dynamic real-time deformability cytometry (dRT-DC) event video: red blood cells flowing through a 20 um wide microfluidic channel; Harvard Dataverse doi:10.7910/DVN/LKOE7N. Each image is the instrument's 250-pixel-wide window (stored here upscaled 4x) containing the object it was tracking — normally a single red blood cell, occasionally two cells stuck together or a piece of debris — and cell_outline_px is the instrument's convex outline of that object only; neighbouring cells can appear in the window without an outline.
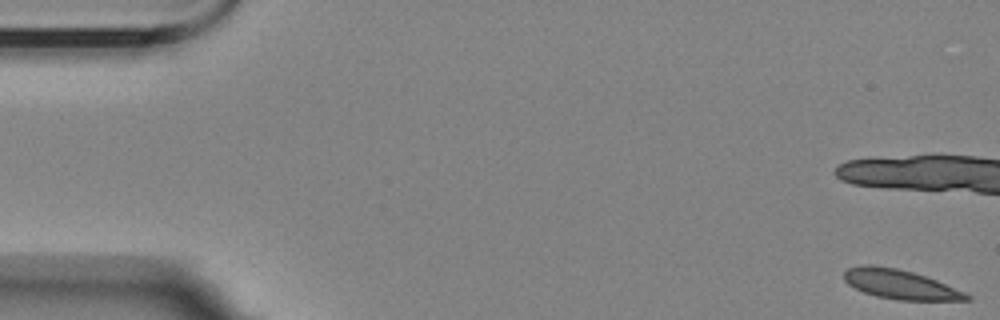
{"species": "Egyptian fruit bat (a non-hibernating species)", "species_latin": "Rousettus aegyptiacus", "temperature_condition": "room temperature", "stored_images_in_passage": 20, "camera_frame_rate_fps": 3000, "um_per_image_px": 0.085, "animal": {"sex": "female"}, "frame": {"image": 1, "passage_image": 1, "time_ms": 0.0, "image_size_px": [1000, 320], "cell_outline_px": [[972, 300], [896, 300], [876, 296], [864, 292], [848, 284], [844, 280], [844, 272], [848, 268], [864, 264], [872, 264], [896, 268], [912, 272], [936, 280], [964, 292], [972, 296]], "centroid_in_image_um": [76.5, 24.17], "position_along_channel_um": 8.5, "area_um2": 20.87}}